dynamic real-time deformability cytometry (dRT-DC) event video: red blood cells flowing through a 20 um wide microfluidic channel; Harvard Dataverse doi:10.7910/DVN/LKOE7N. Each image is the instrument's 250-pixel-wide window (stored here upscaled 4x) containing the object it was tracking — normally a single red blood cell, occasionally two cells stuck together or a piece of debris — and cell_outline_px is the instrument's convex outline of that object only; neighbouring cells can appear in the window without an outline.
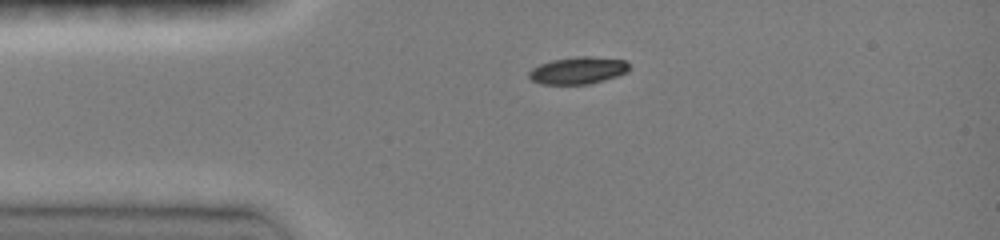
{"species": "common noctule bat (a hibernating species)", "species_latin": "Nyctalus noctula", "temperature_condition": "room temperature", "stored_images_in_passage": 19, "camera_frame_rate_fps": 3000, "um_per_image_px": 0.085, "animal": {"sex": "female", "body_mass_g": 19.0, "forearm_length_mm": 51.5}, "frame": {"image": 1, "passage_image": 1, "time_ms": 0.0, "image_size_px": [1000, 240], "cell_outline_px": [[628, 72], [604, 80], [588, 84], [540, 84], [532, 80], [528, 76], [528, 72], [532, 68], [540, 64], [552, 60], [576, 56], [592, 56], [624, 60], [628, 64]], "centroid_in_image_um": [49.11, 5.98], "position_along_channel_um": 35.9, "area_um2": 15.84}}
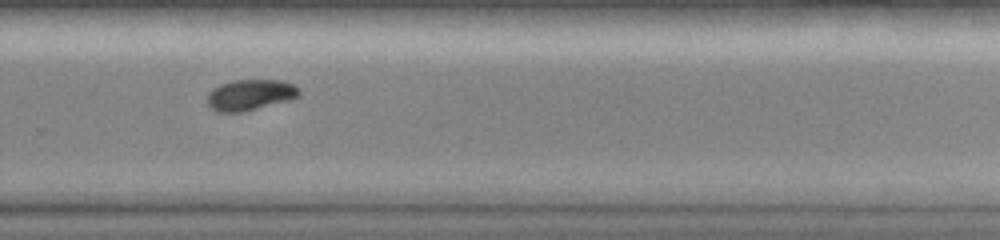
{"frame": {"image": 2, "passage_image": 12, "time_ms": 7.333, "image_size_px": [1000, 240], "cell_outline_px": [[300, 96], [288, 100], [244, 112], [216, 112], [204, 100], [208, 92], [212, 88], [220, 84], [232, 80], [280, 80], [292, 84], [300, 88]], "centroid_in_image_um": [21.22, 8.06], "position_along_channel_um": 308.6, "area_um2": 16.76}}
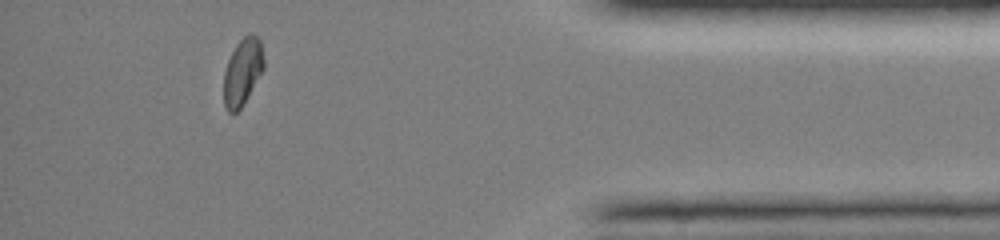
{"frame": {"image": 3, "passage_image": 17, "time_ms": 10.667, "image_size_px": [1000, 240], "cell_outline_px": [[264, 68], [244, 104], [236, 112], [228, 112], [224, 104], [224, 72], [228, 60], [236, 44], [248, 32], [252, 32], [260, 40], [264, 60]], "centroid_in_image_um": [20.62, 6.08], "position_along_channel_um": 414.6, "area_um2": 15.61}, "authors_computed_cell_mechanics": {"area_um2": 16.6464, "velocity_mm_per_s": 4.0695, "shape_relaxation_time_tau1_ms": 2.74, "shape_relaxation_time_tau2_ms": 6.7181, "deformation_change_tau1": 0.1146, "deformation_change_tau2": 0.0592}}